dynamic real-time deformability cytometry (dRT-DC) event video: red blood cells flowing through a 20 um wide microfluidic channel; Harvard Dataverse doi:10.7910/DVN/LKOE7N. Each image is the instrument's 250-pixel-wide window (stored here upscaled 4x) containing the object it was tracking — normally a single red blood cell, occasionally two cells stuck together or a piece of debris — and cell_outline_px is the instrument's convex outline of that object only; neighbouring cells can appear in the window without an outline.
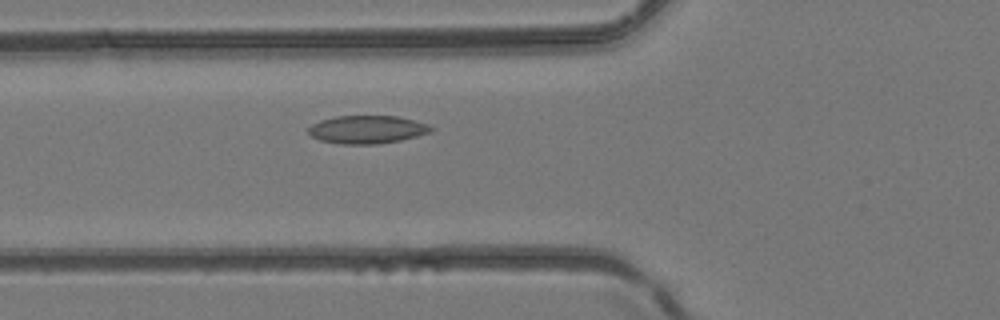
{"species": "common noctule bat (a hibernating species)", "species_latin": "Nyctalus noctula", "temperature_condition": "room temperature", "stored_images_in_passage": 39, "camera_frame_rate_fps": 3000, "um_per_image_px": 0.085, "animal": {"sex": "female", "body_mass_g": 24.6, "forearm_length_mm": 56.2}, "frame": {"image": 1, "passage_image": 12, "time_ms": 3.667, "image_size_px": [1000, 320], "cell_outline_px": [[436, 128], [432, 132], [400, 140], [376, 144], [340, 144], [320, 140], [312, 136], [308, 132], [308, 128], [312, 124], [320, 120], [336, 116], [396, 116], [428, 124]], "centroid_in_image_um": [31.21, 11.01], "position_along_channel_um": 94.6, "area_um2": 20.0}}
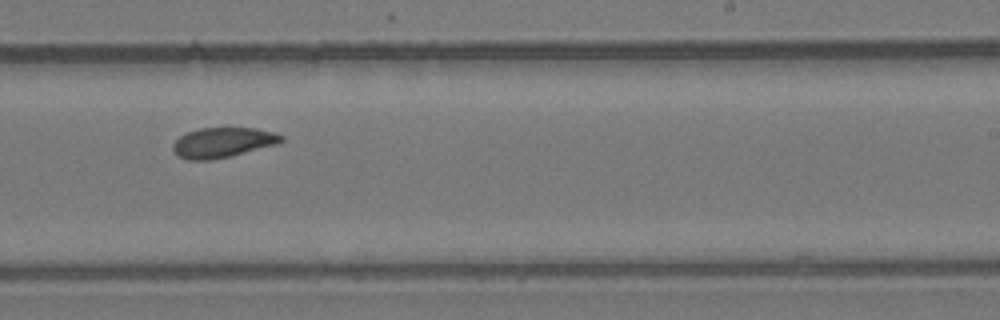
{"frame": {"image": 2, "passage_image": 23, "time_ms": 7.333, "image_size_px": [1000, 320], "cell_outline_px": [[284, 140], [276, 144], [232, 156], [212, 160], [188, 160], [176, 156], [172, 148], [172, 144], [180, 136], [188, 132], [200, 128], [256, 128], [272, 132], [284, 136]], "centroid_in_image_um": [18.9, 12.12], "position_along_channel_um": 270.1, "area_um2": 19.02}}
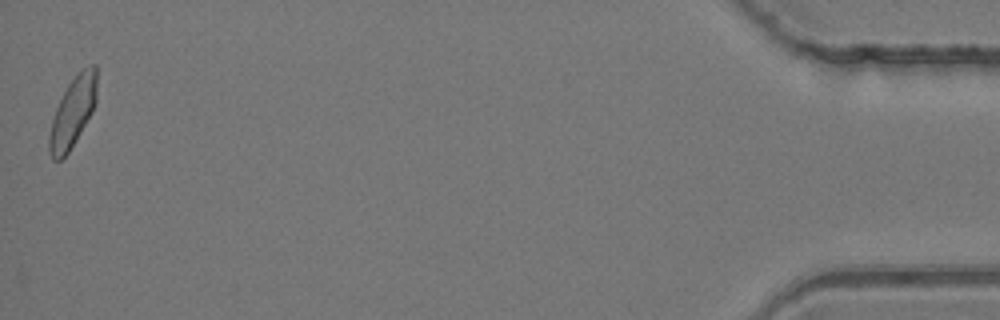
{"frame": {"image": 3, "passage_image": 39, "time_ms": 12.667, "image_size_px": [1000, 320], "cell_outline_px": [[96, 104], [92, 112], [68, 152], [60, 160], [52, 160], [48, 152], [48, 136], [52, 120], [56, 108], [68, 84], [76, 72], [80, 68], [92, 64], [96, 64]], "centroid_in_image_um": [6.17, 9.5], "position_along_channel_um": 429.0, "area_um2": 19.36}}